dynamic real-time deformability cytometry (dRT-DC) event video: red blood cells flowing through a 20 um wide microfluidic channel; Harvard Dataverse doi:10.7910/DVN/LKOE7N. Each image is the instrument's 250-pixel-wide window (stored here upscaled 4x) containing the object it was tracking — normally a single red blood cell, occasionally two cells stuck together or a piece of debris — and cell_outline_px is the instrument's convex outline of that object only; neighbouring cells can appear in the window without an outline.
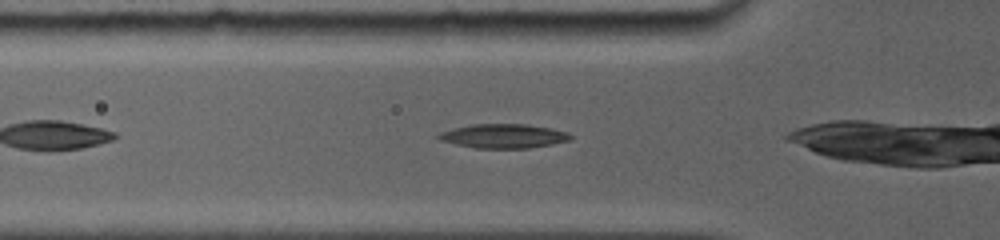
{"species": "common noctule bat (a hibernating species)", "species_latin": "Nyctalus noctula", "temperature_condition": "room temperature", "stored_images_in_passage": 45, "camera_frame_rate_fps": 5000, "um_per_image_px": 0.085, "animal": {"sex": "female", "body_mass_g": 19.0, "forearm_length_mm": 56.7}, "frame": {"image": 1, "passage_image": 3, "time_ms": 0.4, "image_size_px": [1000, 240], "cell_outline_px": [[572, 140], [552, 144], [528, 148], [476, 148], [456, 144], [440, 140], [436, 136], [440, 132], [472, 124], [528, 124], [552, 128], [568, 132], [572, 136]], "centroid_in_image_um": [42.85, 11.56], "position_along_channel_um": 83.0, "area_um2": 18.55}}
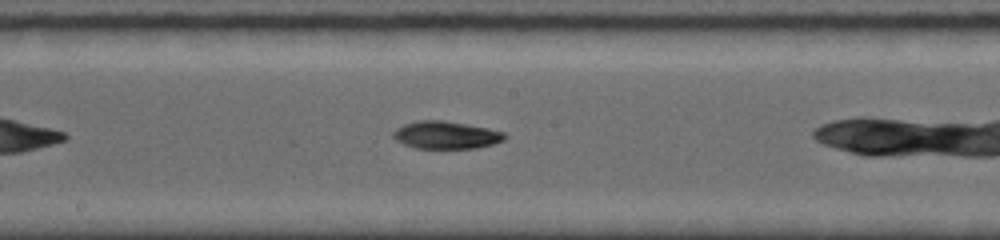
{"frame": {"image": 2, "passage_image": 18, "time_ms": 3.6, "image_size_px": [1000, 240], "cell_outline_px": [[508, 136], [504, 140], [492, 144], [476, 148], [416, 148], [404, 144], [396, 140], [392, 136], [392, 132], [396, 128], [404, 124], [420, 120], [444, 120], [488, 128], [504, 132]], "centroid_in_image_um": [37.91, 11.47], "position_along_channel_um": 210.3, "area_um2": 17.92}}
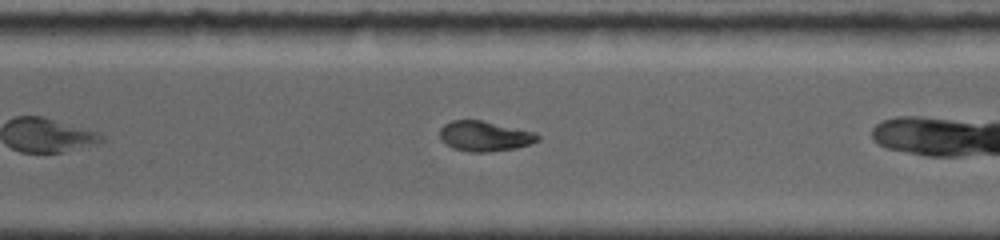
{"frame": {"image": 3, "passage_image": 32, "time_ms": 6.6, "image_size_px": [1000, 240], "cell_outline_px": [[540, 140], [516, 148], [488, 152], [472, 152], [452, 148], [444, 144], [440, 140], [440, 128], [444, 124], [452, 120], [480, 120], [536, 132], [540, 136]], "centroid_in_image_um": [41.17, 11.57], "position_along_channel_um": 329.4, "area_um2": 17.28}}